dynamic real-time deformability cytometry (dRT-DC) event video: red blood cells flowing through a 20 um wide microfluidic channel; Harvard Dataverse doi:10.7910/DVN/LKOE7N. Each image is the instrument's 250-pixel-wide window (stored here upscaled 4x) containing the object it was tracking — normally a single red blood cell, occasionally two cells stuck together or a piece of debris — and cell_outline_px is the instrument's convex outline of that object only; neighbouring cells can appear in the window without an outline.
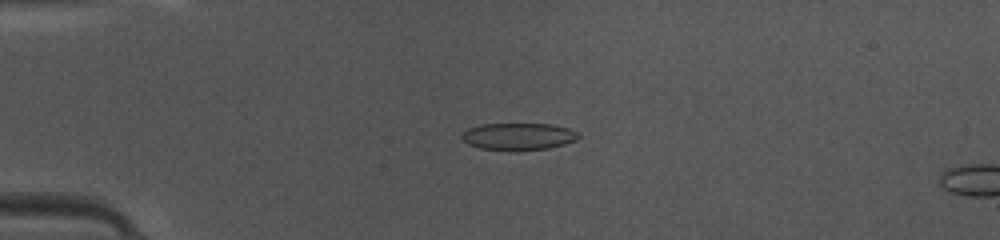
{"species": "common noctule bat (a hibernating species)", "species_latin": "Nyctalus noctula", "temperature_condition": "warm", "stored_images_in_passage": 4, "camera_frame_rate_fps": 3000, "um_per_image_px": 0.085, "animal": {"sex": "female", "body_mass_g": 10.0, "forearm_length_mm": 53.1}, "frame": {"image": 1, "passage_image": 1, "time_ms": 0.0, "image_size_px": [1000, 240], "cell_outline_px": [[580, 136], [576, 140], [564, 144], [548, 148], [480, 148], [468, 144], [460, 136], [468, 128], [480, 124], [552, 124], [568, 128], [580, 132]], "centroid_in_image_um": [44.1, 11.55], "position_along_channel_um": 40.9, "area_um2": 17.74}}